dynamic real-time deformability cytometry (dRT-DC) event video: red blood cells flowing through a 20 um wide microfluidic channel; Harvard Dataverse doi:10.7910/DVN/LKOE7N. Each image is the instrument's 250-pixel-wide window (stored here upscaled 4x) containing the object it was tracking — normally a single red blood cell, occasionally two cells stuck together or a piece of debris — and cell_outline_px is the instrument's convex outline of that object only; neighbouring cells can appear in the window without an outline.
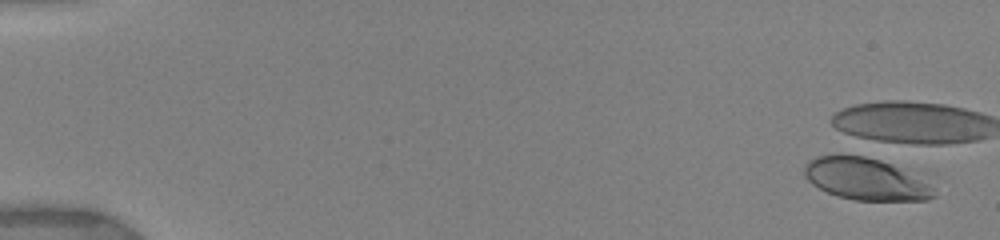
{"species": "human", "species_latin": "Homo sapiens", "temperature_condition": "warm", "stored_images_in_passage": 2, "camera_frame_rate_fps": 3000, "um_per_image_px": 0.085, "donor": {"sex": "female"}, "frame": {"image": 1, "passage_image": 2, "time_ms": 0.667, "image_size_px": [1000, 240], "cell_outline_px": [[936, 196], [928, 200], [856, 200], [836, 196], [812, 184], [804, 176], [804, 164], [808, 160], [816, 156], [836, 152], [856, 152], [892, 164], [900, 168], [936, 188]], "centroid_in_image_um": [73.51, 15.16], "position_along_channel_um": 11.5, "area_um2": 32.43}}